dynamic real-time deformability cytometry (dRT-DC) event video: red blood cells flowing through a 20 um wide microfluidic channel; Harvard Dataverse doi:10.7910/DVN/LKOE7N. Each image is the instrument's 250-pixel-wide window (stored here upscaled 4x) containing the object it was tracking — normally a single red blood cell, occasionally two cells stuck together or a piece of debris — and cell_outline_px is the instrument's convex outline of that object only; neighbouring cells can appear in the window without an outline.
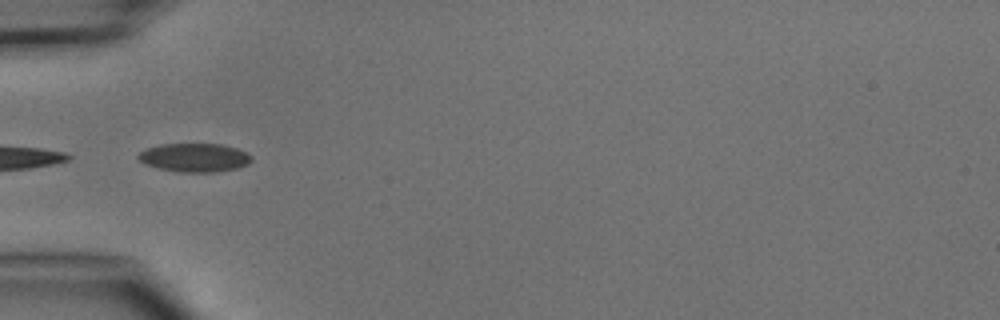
{"species": "common noctule bat (a hibernating species)", "species_latin": "Nyctalus noctula", "temperature_condition": "cold", "stored_images_in_passage": 4, "segment_of_instrument_passage": [2, 2], "camera_frame_rate_fps": 3000, "um_per_image_px": 0.085, "animal": {"sex": "male", "body_mass_g": 15.6}, "frame": {"image": 1, "passage_image": 4, "time_ms": 4.333, "image_size_px": [1000, 320], "cell_outline_px": [[252, 160], [248, 164], [236, 168], [216, 172], [180, 172], [160, 168], [148, 164], [140, 160], [136, 156], [140, 152], [148, 148], [160, 144], [220, 144], [236, 148], [252, 156]], "centroid_in_image_um": [16.55, 13.39], "position_along_channel_um": 68.4, "area_um2": 18.61}}